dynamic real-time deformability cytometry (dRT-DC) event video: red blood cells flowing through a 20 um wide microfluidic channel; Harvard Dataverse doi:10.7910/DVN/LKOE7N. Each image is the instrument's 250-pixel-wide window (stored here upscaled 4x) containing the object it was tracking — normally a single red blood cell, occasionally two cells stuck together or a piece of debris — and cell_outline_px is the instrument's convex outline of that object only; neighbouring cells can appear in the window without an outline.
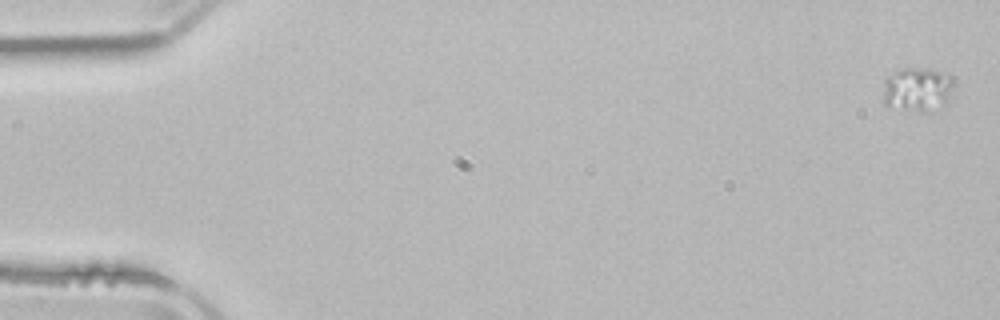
{"species": "common noctule bat (a hibernating species)", "species_latin": "Nyctalus noctula", "temperature_condition": "room temperature", "stored_images_in_passage": 5, "camera_frame_rate_fps": 3000, "um_per_image_px": 0.085, "animal": {"sex": "male", "body_mass_g": 21.5, "forearm_length_mm": 52.0}, "frame": {"image": 1, "passage_image": 1, "time_ms": 0.0, "image_size_px": [1000, 320], "cell_outline_px": [[952, 84], [948, 100], [936, 112], [920, 112], [884, 104], [884, 76], [900, 68], [920, 68], [952, 76]], "centroid_in_image_um": [77.95, 7.61], "position_along_channel_um": 7.1, "area_um2": 18.09}}
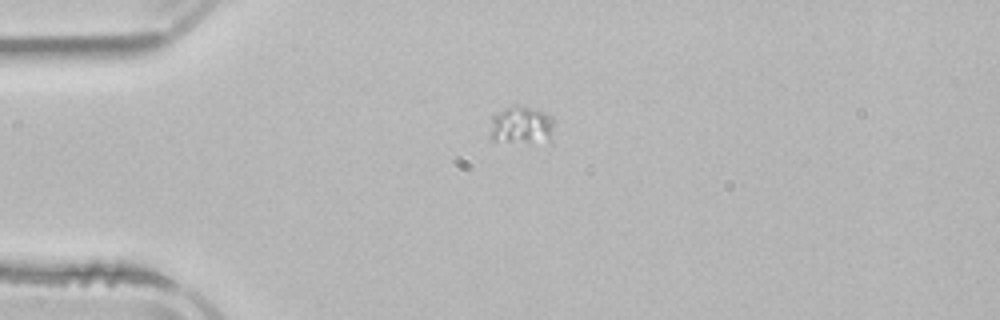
{"frame": {"image": 2, "passage_image": 3, "time_ms": 4.0, "image_size_px": [1000, 320], "cell_outline_px": [[552, 140], [492, 140], [488, 136], [492, 116], [512, 104], [520, 104], [536, 108], [552, 116]], "centroid_in_image_um": [44.28, 10.56], "position_along_channel_um": 40.7, "area_um2": 13.93}}